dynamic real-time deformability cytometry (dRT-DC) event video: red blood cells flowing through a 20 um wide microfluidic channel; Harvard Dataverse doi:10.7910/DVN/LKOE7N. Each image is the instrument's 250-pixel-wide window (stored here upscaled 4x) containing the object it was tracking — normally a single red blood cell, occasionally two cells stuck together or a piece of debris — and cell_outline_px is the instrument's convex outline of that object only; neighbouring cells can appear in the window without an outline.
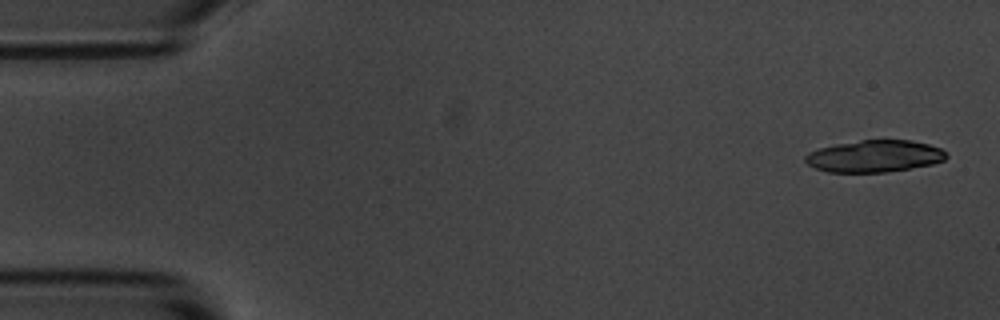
{"species": "common noctule bat (a hibernating species)", "species_latin": "Nyctalus noctula", "temperature_condition": "room temperature", "stored_images_in_passage": 5, "camera_frame_rate_fps": 3000, "um_per_image_px": 0.085, "animal": {"sex": "male", "body_mass_g": 20.1, "forearm_length_mm": 53.5}, "frame": {"image": 1, "passage_image": 1, "time_ms": 0.0, "image_size_px": [1000, 320], "cell_outline_px": [[948, 156], [944, 160], [932, 164], [884, 172], [828, 172], [816, 168], [808, 164], [804, 160], [804, 156], [808, 152], [820, 148], [836, 144], [860, 140], [912, 140], [928, 144], [940, 148], [948, 152]], "centroid_in_image_um": [74.33, 13.27], "position_along_channel_um": 10.7, "area_um2": 26.18}}